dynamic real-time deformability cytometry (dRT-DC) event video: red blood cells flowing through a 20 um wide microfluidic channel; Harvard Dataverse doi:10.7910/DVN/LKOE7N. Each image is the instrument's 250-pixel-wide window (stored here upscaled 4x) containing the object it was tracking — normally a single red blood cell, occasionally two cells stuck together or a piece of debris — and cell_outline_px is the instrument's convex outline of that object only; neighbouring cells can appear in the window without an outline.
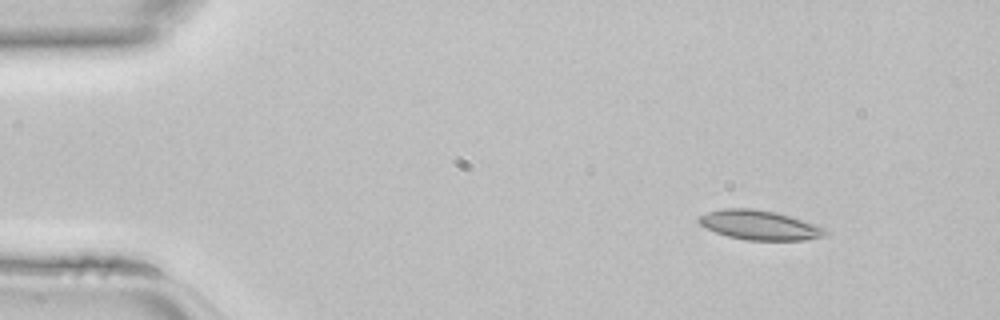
{"species": "common noctule bat (a hibernating species)", "species_latin": "Nyctalus noctula", "temperature_condition": "room temperature", "stored_images_in_passage": 40, "camera_frame_rate_fps": 3000, "um_per_image_px": 0.085, "animal": {"sex": "female", "body_mass_g": 22.7, "forearm_length_mm": 54.2}, "frame": {"image": 1, "passage_image": 1, "time_ms": 0.0, "image_size_px": [1000, 320], "cell_outline_px": [[828, 232], [820, 236], [804, 240], [748, 240], [728, 236], [716, 232], [700, 224], [696, 220], [700, 216], [708, 212], [724, 208], [752, 208], [776, 212], [824, 228]], "centroid_in_image_um": [64.5, 19.12], "position_along_channel_um": 20.5, "area_um2": 21.21}}
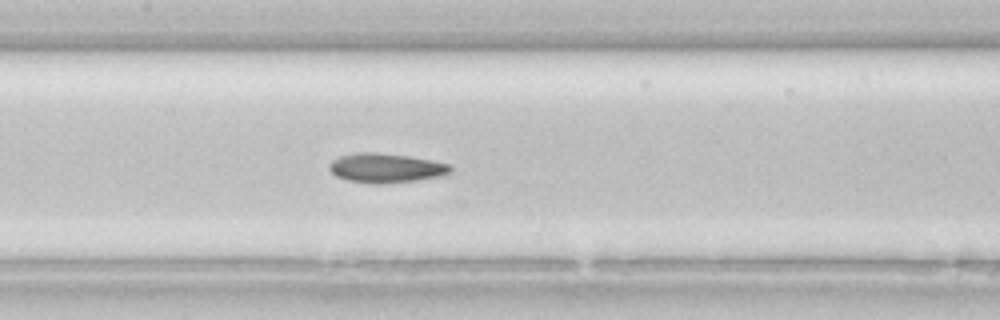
{"frame": {"image": 2, "passage_image": 17, "time_ms": 5.333, "image_size_px": [1000, 320], "cell_outline_px": [[452, 172], [440, 176], [416, 180], [380, 184], [372, 184], [348, 180], [336, 176], [328, 168], [328, 164], [332, 160], [340, 156], [356, 152], [376, 152], [408, 156], [432, 160], [448, 164], [452, 168]], "centroid_in_image_um": [32.77, 14.27], "position_along_channel_um": 174.6, "area_um2": 20.75}}
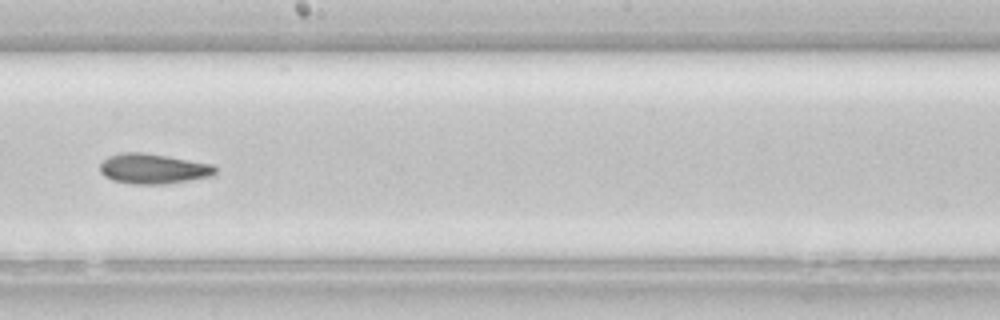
{"frame": {"image": 3, "passage_image": 21, "time_ms": 6.667, "image_size_px": [1000, 320], "cell_outline_px": [[216, 172], [212, 176], [188, 180], [160, 184], [132, 184], [112, 180], [104, 176], [100, 172], [100, 164], [108, 156], [124, 152], [140, 152], [168, 156], [212, 164], [216, 168]], "centroid_in_image_um": [13.0, 14.34], "position_along_channel_um": 235.2, "area_um2": 20.11}}